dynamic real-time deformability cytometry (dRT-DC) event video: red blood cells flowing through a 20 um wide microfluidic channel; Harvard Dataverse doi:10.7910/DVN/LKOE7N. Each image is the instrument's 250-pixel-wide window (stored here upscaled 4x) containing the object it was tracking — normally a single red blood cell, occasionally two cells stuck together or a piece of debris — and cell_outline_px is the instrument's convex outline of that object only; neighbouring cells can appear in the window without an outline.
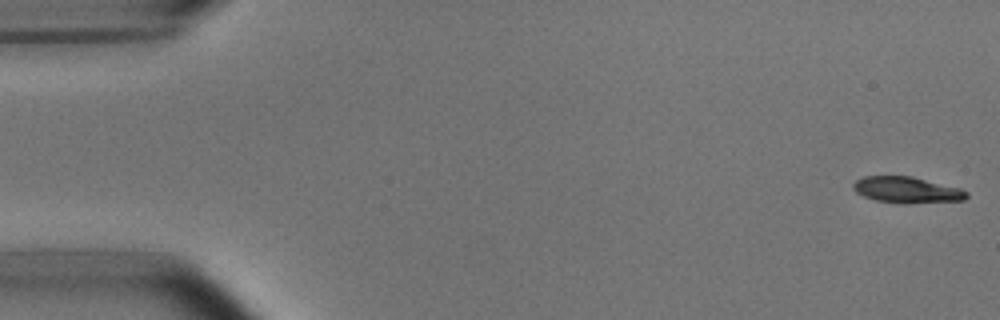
{"species": "common noctule bat (a hibernating species)", "species_latin": "Nyctalus noctula", "temperature_condition": "room temperature", "stored_images_in_passage": 52, "camera_frame_rate_fps": 3000, "um_per_image_px": 0.085, "animal": {"sex": "male", "body_mass_g": 15.6}, "frame": {"image": 1, "passage_image": 1, "time_ms": 0.0, "image_size_px": [1000, 320], "cell_outline_px": [[968, 196], [964, 200], [876, 200], [864, 196], [856, 192], [852, 188], [852, 184], [856, 180], [864, 176], [912, 176], [960, 188], [968, 192]], "centroid_in_image_um": [77.03, 16.06], "position_along_channel_um": 8.0, "area_um2": 16.07}}
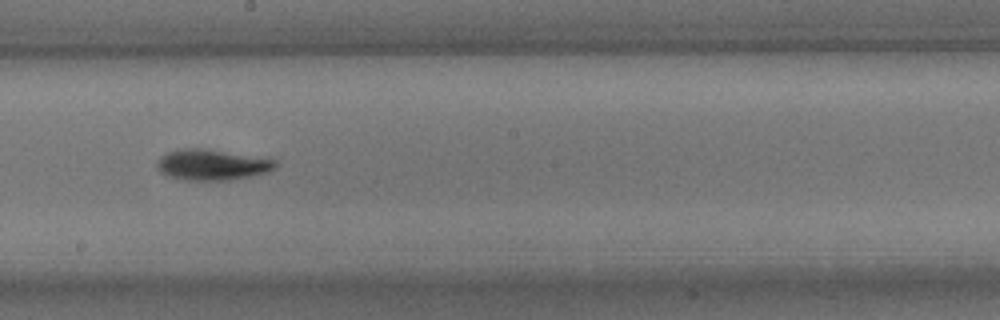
{"frame": {"image": 2, "passage_image": 29, "time_ms": 9.333, "image_size_px": [1000, 320], "cell_outline_px": [[276, 168], [268, 172], [252, 176], [232, 180], [184, 180], [168, 176], [160, 172], [156, 168], [156, 164], [160, 156], [176, 148], [200, 148], [276, 160]], "centroid_in_image_um": [17.97, 14.01], "position_along_channel_um": 230.2, "area_um2": 21.21}}
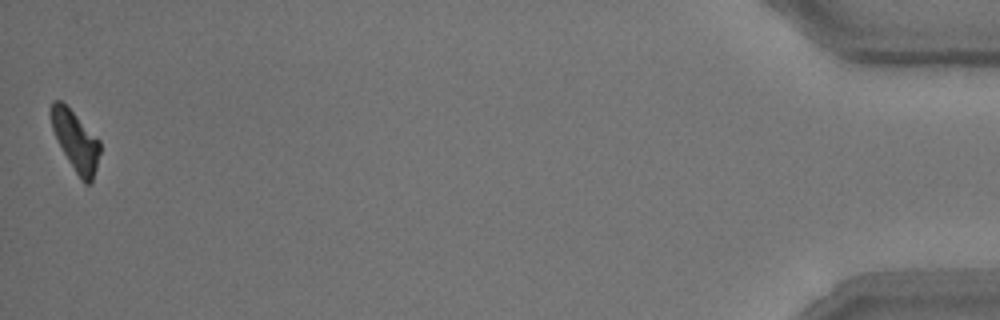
{"frame": {"image": 3, "passage_image": 52, "time_ms": 17.0, "image_size_px": [1000, 320], "cell_outline_px": [[100, 152], [92, 184], [84, 184], [80, 180], [68, 160], [52, 128], [48, 112], [48, 108], [52, 100], [60, 100], [100, 140]], "centroid_in_image_um": [6.41, 11.98], "position_along_channel_um": 428.8, "area_um2": 16.99}, "authors_computed_cell_mechanics": {"area_um2": 18.8139, "velocity_mm_per_s": 3.7907, "shape_relaxation_time_tau1_ms": 2.9239, "shape_relaxation_time_tau2_ms": null, "deformation_change_tau1": 0.1482, "deformation_change_tau2": null}}